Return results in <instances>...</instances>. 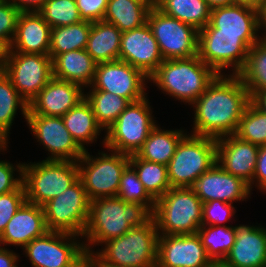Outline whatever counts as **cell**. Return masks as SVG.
Segmentation results:
<instances>
[{
    "label": "cell",
    "mask_w": 266,
    "mask_h": 267,
    "mask_svg": "<svg viewBox=\"0 0 266 267\" xmlns=\"http://www.w3.org/2000/svg\"><path fill=\"white\" fill-rule=\"evenodd\" d=\"M14 164V165H13ZM23 182V162L0 159V194L15 191Z\"/></svg>",
    "instance_id": "obj_43"
},
{
    "label": "cell",
    "mask_w": 266,
    "mask_h": 267,
    "mask_svg": "<svg viewBox=\"0 0 266 267\" xmlns=\"http://www.w3.org/2000/svg\"><path fill=\"white\" fill-rule=\"evenodd\" d=\"M91 267H115V266H91Z\"/></svg>",
    "instance_id": "obj_59"
},
{
    "label": "cell",
    "mask_w": 266,
    "mask_h": 267,
    "mask_svg": "<svg viewBox=\"0 0 266 267\" xmlns=\"http://www.w3.org/2000/svg\"><path fill=\"white\" fill-rule=\"evenodd\" d=\"M158 238L152 217L144 225L104 242L101 249L89 256L91 266L156 267Z\"/></svg>",
    "instance_id": "obj_3"
},
{
    "label": "cell",
    "mask_w": 266,
    "mask_h": 267,
    "mask_svg": "<svg viewBox=\"0 0 266 267\" xmlns=\"http://www.w3.org/2000/svg\"><path fill=\"white\" fill-rule=\"evenodd\" d=\"M206 267H229V266H227L223 261H216V262L212 261Z\"/></svg>",
    "instance_id": "obj_55"
},
{
    "label": "cell",
    "mask_w": 266,
    "mask_h": 267,
    "mask_svg": "<svg viewBox=\"0 0 266 267\" xmlns=\"http://www.w3.org/2000/svg\"><path fill=\"white\" fill-rule=\"evenodd\" d=\"M84 98L82 86L53 77L29 103L27 114L62 117Z\"/></svg>",
    "instance_id": "obj_20"
},
{
    "label": "cell",
    "mask_w": 266,
    "mask_h": 267,
    "mask_svg": "<svg viewBox=\"0 0 266 267\" xmlns=\"http://www.w3.org/2000/svg\"><path fill=\"white\" fill-rule=\"evenodd\" d=\"M38 13L51 28L82 21L76 0H46Z\"/></svg>",
    "instance_id": "obj_39"
},
{
    "label": "cell",
    "mask_w": 266,
    "mask_h": 267,
    "mask_svg": "<svg viewBox=\"0 0 266 267\" xmlns=\"http://www.w3.org/2000/svg\"><path fill=\"white\" fill-rule=\"evenodd\" d=\"M235 3H243V4H248L252 5L255 7H259L264 0H233Z\"/></svg>",
    "instance_id": "obj_53"
},
{
    "label": "cell",
    "mask_w": 266,
    "mask_h": 267,
    "mask_svg": "<svg viewBox=\"0 0 266 267\" xmlns=\"http://www.w3.org/2000/svg\"><path fill=\"white\" fill-rule=\"evenodd\" d=\"M96 66L97 62L85 49L64 52L52 60L54 78L76 83L84 89L92 85Z\"/></svg>",
    "instance_id": "obj_26"
},
{
    "label": "cell",
    "mask_w": 266,
    "mask_h": 267,
    "mask_svg": "<svg viewBox=\"0 0 266 267\" xmlns=\"http://www.w3.org/2000/svg\"><path fill=\"white\" fill-rule=\"evenodd\" d=\"M119 60L139 69L148 78L164 61L148 23L122 32Z\"/></svg>",
    "instance_id": "obj_18"
},
{
    "label": "cell",
    "mask_w": 266,
    "mask_h": 267,
    "mask_svg": "<svg viewBox=\"0 0 266 267\" xmlns=\"http://www.w3.org/2000/svg\"><path fill=\"white\" fill-rule=\"evenodd\" d=\"M20 110L27 119L29 104L20 96L10 78L0 72V144H10V130L12 123Z\"/></svg>",
    "instance_id": "obj_31"
},
{
    "label": "cell",
    "mask_w": 266,
    "mask_h": 267,
    "mask_svg": "<svg viewBox=\"0 0 266 267\" xmlns=\"http://www.w3.org/2000/svg\"><path fill=\"white\" fill-rule=\"evenodd\" d=\"M76 267H91L89 256H86Z\"/></svg>",
    "instance_id": "obj_54"
},
{
    "label": "cell",
    "mask_w": 266,
    "mask_h": 267,
    "mask_svg": "<svg viewBox=\"0 0 266 267\" xmlns=\"http://www.w3.org/2000/svg\"><path fill=\"white\" fill-rule=\"evenodd\" d=\"M117 197L124 202L140 203L145 205L152 213L155 208V200L145 190L135 170L128 165L122 172Z\"/></svg>",
    "instance_id": "obj_40"
},
{
    "label": "cell",
    "mask_w": 266,
    "mask_h": 267,
    "mask_svg": "<svg viewBox=\"0 0 266 267\" xmlns=\"http://www.w3.org/2000/svg\"><path fill=\"white\" fill-rule=\"evenodd\" d=\"M21 12L9 1L0 0V39L11 45Z\"/></svg>",
    "instance_id": "obj_44"
},
{
    "label": "cell",
    "mask_w": 266,
    "mask_h": 267,
    "mask_svg": "<svg viewBox=\"0 0 266 267\" xmlns=\"http://www.w3.org/2000/svg\"><path fill=\"white\" fill-rule=\"evenodd\" d=\"M51 27L38 12H21L10 52L49 55Z\"/></svg>",
    "instance_id": "obj_24"
},
{
    "label": "cell",
    "mask_w": 266,
    "mask_h": 267,
    "mask_svg": "<svg viewBox=\"0 0 266 267\" xmlns=\"http://www.w3.org/2000/svg\"><path fill=\"white\" fill-rule=\"evenodd\" d=\"M26 201L23 183L15 191L0 194V235L13 215Z\"/></svg>",
    "instance_id": "obj_42"
},
{
    "label": "cell",
    "mask_w": 266,
    "mask_h": 267,
    "mask_svg": "<svg viewBox=\"0 0 266 267\" xmlns=\"http://www.w3.org/2000/svg\"><path fill=\"white\" fill-rule=\"evenodd\" d=\"M65 127L72 138L85 151L90 144L97 142L102 127L97 123L90 103L84 98L62 116ZM102 132V133H101Z\"/></svg>",
    "instance_id": "obj_28"
},
{
    "label": "cell",
    "mask_w": 266,
    "mask_h": 267,
    "mask_svg": "<svg viewBox=\"0 0 266 267\" xmlns=\"http://www.w3.org/2000/svg\"><path fill=\"white\" fill-rule=\"evenodd\" d=\"M151 218L152 212L145 205L124 202L117 196L91 200L82 236L86 255L91 256L96 246L99 249L104 242L122 236L133 227L144 225Z\"/></svg>",
    "instance_id": "obj_2"
},
{
    "label": "cell",
    "mask_w": 266,
    "mask_h": 267,
    "mask_svg": "<svg viewBox=\"0 0 266 267\" xmlns=\"http://www.w3.org/2000/svg\"><path fill=\"white\" fill-rule=\"evenodd\" d=\"M216 163V139L188 132L180 140L167 165L171 188L192 187L197 178Z\"/></svg>",
    "instance_id": "obj_8"
},
{
    "label": "cell",
    "mask_w": 266,
    "mask_h": 267,
    "mask_svg": "<svg viewBox=\"0 0 266 267\" xmlns=\"http://www.w3.org/2000/svg\"><path fill=\"white\" fill-rule=\"evenodd\" d=\"M9 145L8 144H0V152L6 153Z\"/></svg>",
    "instance_id": "obj_56"
},
{
    "label": "cell",
    "mask_w": 266,
    "mask_h": 267,
    "mask_svg": "<svg viewBox=\"0 0 266 267\" xmlns=\"http://www.w3.org/2000/svg\"><path fill=\"white\" fill-rule=\"evenodd\" d=\"M223 262L229 267H266V227L236 224L234 245Z\"/></svg>",
    "instance_id": "obj_22"
},
{
    "label": "cell",
    "mask_w": 266,
    "mask_h": 267,
    "mask_svg": "<svg viewBox=\"0 0 266 267\" xmlns=\"http://www.w3.org/2000/svg\"><path fill=\"white\" fill-rule=\"evenodd\" d=\"M81 240L75 234L48 231L29 242L23 253L32 267H76L87 256Z\"/></svg>",
    "instance_id": "obj_11"
},
{
    "label": "cell",
    "mask_w": 266,
    "mask_h": 267,
    "mask_svg": "<svg viewBox=\"0 0 266 267\" xmlns=\"http://www.w3.org/2000/svg\"><path fill=\"white\" fill-rule=\"evenodd\" d=\"M234 204L226 203L220 200H213L203 203L202 225H227V222H233L232 219L236 215L237 210ZM223 223V224H222Z\"/></svg>",
    "instance_id": "obj_41"
},
{
    "label": "cell",
    "mask_w": 266,
    "mask_h": 267,
    "mask_svg": "<svg viewBox=\"0 0 266 267\" xmlns=\"http://www.w3.org/2000/svg\"><path fill=\"white\" fill-rule=\"evenodd\" d=\"M158 125L151 130L144 144L135 155L140 159L167 166L175 154L177 145L188 131L182 127L168 130Z\"/></svg>",
    "instance_id": "obj_27"
},
{
    "label": "cell",
    "mask_w": 266,
    "mask_h": 267,
    "mask_svg": "<svg viewBox=\"0 0 266 267\" xmlns=\"http://www.w3.org/2000/svg\"><path fill=\"white\" fill-rule=\"evenodd\" d=\"M250 96L266 91V39L261 38L249 50L244 68L238 73Z\"/></svg>",
    "instance_id": "obj_35"
},
{
    "label": "cell",
    "mask_w": 266,
    "mask_h": 267,
    "mask_svg": "<svg viewBox=\"0 0 266 267\" xmlns=\"http://www.w3.org/2000/svg\"><path fill=\"white\" fill-rule=\"evenodd\" d=\"M151 8L144 0H108L103 21L114 24L121 32L129 31L147 23Z\"/></svg>",
    "instance_id": "obj_30"
},
{
    "label": "cell",
    "mask_w": 266,
    "mask_h": 267,
    "mask_svg": "<svg viewBox=\"0 0 266 267\" xmlns=\"http://www.w3.org/2000/svg\"><path fill=\"white\" fill-rule=\"evenodd\" d=\"M153 112L148 96L130 103L104 132L102 146L127 155L136 154L158 124Z\"/></svg>",
    "instance_id": "obj_9"
},
{
    "label": "cell",
    "mask_w": 266,
    "mask_h": 267,
    "mask_svg": "<svg viewBox=\"0 0 266 267\" xmlns=\"http://www.w3.org/2000/svg\"><path fill=\"white\" fill-rule=\"evenodd\" d=\"M261 38V35L217 34V29L208 23L198 32L197 55L217 74L238 75L250 48Z\"/></svg>",
    "instance_id": "obj_5"
},
{
    "label": "cell",
    "mask_w": 266,
    "mask_h": 267,
    "mask_svg": "<svg viewBox=\"0 0 266 267\" xmlns=\"http://www.w3.org/2000/svg\"><path fill=\"white\" fill-rule=\"evenodd\" d=\"M82 20L97 22L103 20L108 0H76Z\"/></svg>",
    "instance_id": "obj_45"
},
{
    "label": "cell",
    "mask_w": 266,
    "mask_h": 267,
    "mask_svg": "<svg viewBox=\"0 0 266 267\" xmlns=\"http://www.w3.org/2000/svg\"><path fill=\"white\" fill-rule=\"evenodd\" d=\"M208 6L213 9L215 7L228 6L235 4L233 0H205Z\"/></svg>",
    "instance_id": "obj_52"
},
{
    "label": "cell",
    "mask_w": 266,
    "mask_h": 267,
    "mask_svg": "<svg viewBox=\"0 0 266 267\" xmlns=\"http://www.w3.org/2000/svg\"><path fill=\"white\" fill-rule=\"evenodd\" d=\"M21 260H18L17 262H15L11 267H18L19 266V264H18V262H20ZM23 267V266H22Z\"/></svg>",
    "instance_id": "obj_58"
},
{
    "label": "cell",
    "mask_w": 266,
    "mask_h": 267,
    "mask_svg": "<svg viewBox=\"0 0 266 267\" xmlns=\"http://www.w3.org/2000/svg\"><path fill=\"white\" fill-rule=\"evenodd\" d=\"M10 53V45L5 41L0 39V72L4 71L8 56Z\"/></svg>",
    "instance_id": "obj_51"
},
{
    "label": "cell",
    "mask_w": 266,
    "mask_h": 267,
    "mask_svg": "<svg viewBox=\"0 0 266 267\" xmlns=\"http://www.w3.org/2000/svg\"><path fill=\"white\" fill-rule=\"evenodd\" d=\"M191 188L203 203L213 200L231 204L246 202L253 194L246 182L227 173L218 163L201 174Z\"/></svg>",
    "instance_id": "obj_19"
},
{
    "label": "cell",
    "mask_w": 266,
    "mask_h": 267,
    "mask_svg": "<svg viewBox=\"0 0 266 267\" xmlns=\"http://www.w3.org/2000/svg\"><path fill=\"white\" fill-rule=\"evenodd\" d=\"M19 253L7 247L0 246V267H11L20 258Z\"/></svg>",
    "instance_id": "obj_48"
},
{
    "label": "cell",
    "mask_w": 266,
    "mask_h": 267,
    "mask_svg": "<svg viewBox=\"0 0 266 267\" xmlns=\"http://www.w3.org/2000/svg\"><path fill=\"white\" fill-rule=\"evenodd\" d=\"M149 78L139 69L122 60L97 63L95 77L85 90H101L127 99L139 101L147 94Z\"/></svg>",
    "instance_id": "obj_15"
},
{
    "label": "cell",
    "mask_w": 266,
    "mask_h": 267,
    "mask_svg": "<svg viewBox=\"0 0 266 267\" xmlns=\"http://www.w3.org/2000/svg\"><path fill=\"white\" fill-rule=\"evenodd\" d=\"M3 72L29 104L53 78L52 59L49 55L10 52Z\"/></svg>",
    "instance_id": "obj_14"
},
{
    "label": "cell",
    "mask_w": 266,
    "mask_h": 267,
    "mask_svg": "<svg viewBox=\"0 0 266 267\" xmlns=\"http://www.w3.org/2000/svg\"><path fill=\"white\" fill-rule=\"evenodd\" d=\"M202 210L191 187L170 188L156 200L152 217L159 235L195 234L202 226Z\"/></svg>",
    "instance_id": "obj_6"
},
{
    "label": "cell",
    "mask_w": 266,
    "mask_h": 267,
    "mask_svg": "<svg viewBox=\"0 0 266 267\" xmlns=\"http://www.w3.org/2000/svg\"><path fill=\"white\" fill-rule=\"evenodd\" d=\"M217 34L261 35L259 31L258 8L235 3L211 9L210 22Z\"/></svg>",
    "instance_id": "obj_25"
},
{
    "label": "cell",
    "mask_w": 266,
    "mask_h": 267,
    "mask_svg": "<svg viewBox=\"0 0 266 267\" xmlns=\"http://www.w3.org/2000/svg\"><path fill=\"white\" fill-rule=\"evenodd\" d=\"M85 99L90 103L96 121L104 132L130 104L123 97L101 90L85 91Z\"/></svg>",
    "instance_id": "obj_36"
},
{
    "label": "cell",
    "mask_w": 266,
    "mask_h": 267,
    "mask_svg": "<svg viewBox=\"0 0 266 267\" xmlns=\"http://www.w3.org/2000/svg\"><path fill=\"white\" fill-rule=\"evenodd\" d=\"M20 12H38L46 0H7Z\"/></svg>",
    "instance_id": "obj_47"
},
{
    "label": "cell",
    "mask_w": 266,
    "mask_h": 267,
    "mask_svg": "<svg viewBox=\"0 0 266 267\" xmlns=\"http://www.w3.org/2000/svg\"><path fill=\"white\" fill-rule=\"evenodd\" d=\"M251 103L266 115V91L253 94Z\"/></svg>",
    "instance_id": "obj_49"
},
{
    "label": "cell",
    "mask_w": 266,
    "mask_h": 267,
    "mask_svg": "<svg viewBox=\"0 0 266 267\" xmlns=\"http://www.w3.org/2000/svg\"><path fill=\"white\" fill-rule=\"evenodd\" d=\"M212 261L198 235H159L156 267H206Z\"/></svg>",
    "instance_id": "obj_17"
},
{
    "label": "cell",
    "mask_w": 266,
    "mask_h": 267,
    "mask_svg": "<svg viewBox=\"0 0 266 267\" xmlns=\"http://www.w3.org/2000/svg\"><path fill=\"white\" fill-rule=\"evenodd\" d=\"M258 19H259V31L260 34H262L261 37L266 39V0H264L262 4L258 7Z\"/></svg>",
    "instance_id": "obj_50"
},
{
    "label": "cell",
    "mask_w": 266,
    "mask_h": 267,
    "mask_svg": "<svg viewBox=\"0 0 266 267\" xmlns=\"http://www.w3.org/2000/svg\"><path fill=\"white\" fill-rule=\"evenodd\" d=\"M155 6L198 31L210 22L211 8L205 0H157Z\"/></svg>",
    "instance_id": "obj_32"
},
{
    "label": "cell",
    "mask_w": 266,
    "mask_h": 267,
    "mask_svg": "<svg viewBox=\"0 0 266 267\" xmlns=\"http://www.w3.org/2000/svg\"><path fill=\"white\" fill-rule=\"evenodd\" d=\"M79 179L76 161L41 160L23 163V185L28 203L39 206L59 196Z\"/></svg>",
    "instance_id": "obj_7"
},
{
    "label": "cell",
    "mask_w": 266,
    "mask_h": 267,
    "mask_svg": "<svg viewBox=\"0 0 266 267\" xmlns=\"http://www.w3.org/2000/svg\"><path fill=\"white\" fill-rule=\"evenodd\" d=\"M26 124L48 154L43 160L78 161L84 150L72 138L62 117L27 114Z\"/></svg>",
    "instance_id": "obj_16"
},
{
    "label": "cell",
    "mask_w": 266,
    "mask_h": 267,
    "mask_svg": "<svg viewBox=\"0 0 266 267\" xmlns=\"http://www.w3.org/2000/svg\"><path fill=\"white\" fill-rule=\"evenodd\" d=\"M211 261H223L235 242L236 225H202L197 231Z\"/></svg>",
    "instance_id": "obj_37"
},
{
    "label": "cell",
    "mask_w": 266,
    "mask_h": 267,
    "mask_svg": "<svg viewBox=\"0 0 266 267\" xmlns=\"http://www.w3.org/2000/svg\"><path fill=\"white\" fill-rule=\"evenodd\" d=\"M129 165L135 170L145 190L155 201L171 188L166 165L140 159L135 154L130 155Z\"/></svg>",
    "instance_id": "obj_34"
},
{
    "label": "cell",
    "mask_w": 266,
    "mask_h": 267,
    "mask_svg": "<svg viewBox=\"0 0 266 267\" xmlns=\"http://www.w3.org/2000/svg\"><path fill=\"white\" fill-rule=\"evenodd\" d=\"M254 187L257 188L259 192L266 194V145L259 146L253 180L249 185L251 193Z\"/></svg>",
    "instance_id": "obj_46"
},
{
    "label": "cell",
    "mask_w": 266,
    "mask_h": 267,
    "mask_svg": "<svg viewBox=\"0 0 266 267\" xmlns=\"http://www.w3.org/2000/svg\"><path fill=\"white\" fill-rule=\"evenodd\" d=\"M235 135L254 145H266V115L250 103L240 119Z\"/></svg>",
    "instance_id": "obj_38"
},
{
    "label": "cell",
    "mask_w": 266,
    "mask_h": 267,
    "mask_svg": "<svg viewBox=\"0 0 266 267\" xmlns=\"http://www.w3.org/2000/svg\"><path fill=\"white\" fill-rule=\"evenodd\" d=\"M147 23L164 60L197 55L199 31L192 25L168 16L155 5L148 13Z\"/></svg>",
    "instance_id": "obj_13"
},
{
    "label": "cell",
    "mask_w": 266,
    "mask_h": 267,
    "mask_svg": "<svg viewBox=\"0 0 266 267\" xmlns=\"http://www.w3.org/2000/svg\"><path fill=\"white\" fill-rule=\"evenodd\" d=\"M42 206L27 201L18 209L0 235V246L23 249L29 242L48 232Z\"/></svg>",
    "instance_id": "obj_23"
},
{
    "label": "cell",
    "mask_w": 266,
    "mask_h": 267,
    "mask_svg": "<svg viewBox=\"0 0 266 267\" xmlns=\"http://www.w3.org/2000/svg\"><path fill=\"white\" fill-rule=\"evenodd\" d=\"M250 103L249 90L238 75L218 74L191 105L194 121L190 134L215 139L235 134Z\"/></svg>",
    "instance_id": "obj_1"
},
{
    "label": "cell",
    "mask_w": 266,
    "mask_h": 267,
    "mask_svg": "<svg viewBox=\"0 0 266 267\" xmlns=\"http://www.w3.org/2000/svg\"><path fill=\"white\" fill-rule=\"evenodd\" d=\"M106 150H99L98 154L93 156L87 149L77 161L79 179L90 200L116 197L122 172L130 162V155L108 148Z\"/></svg>",
    "instance_id": "obj_10"
},
{
    "label": "cell",
    "mask_w": 266,
    "mask_h": 267,
    "mask_svg": "<svg viewBox=\"0 0 266 267\" xmlns=\"http://www.w3.org/2000/svg\"><path fill=\"white\" fill-rule=\"evenodd\" d=\"M92 22L82 20L76 24L51 28L49 56L53 60L57 55L85 49Z\"/></svg>",
    "instance_id": "obj_33"
},
{
    "label": "cell",
    "mask_w": 266,
    "mask_h": 267,
    "mask_svg": "<svg viewBox=\"0 0 266 267\" xmlns=\"http://www.w3.org/2000/svg\"><path fill=\"white\" fill-rule=\"evenodd\" d=\"M218 74L198 55L190 58L164 60L149 77L164 95L192 105Z\"/></svg>",
    "instance_id": "obj_4"
},
{
    "label": "cell",
    "mask_w": 266,
    "mask_h": 267,
    "mask_svg": "<svg viewBox=\"0 0 266 267\" xmlns=\"http://www.w3.org/2000/svg\"><path fill=\"white\" fill-rule=\"evenodd\" d=\"M146 2H149L152 6L156 5L157 0H144Z\"/></svg>",
    "instance_id": "obj_57"
},
{
    "label": "cell",
    "mask_w": 266,
    "mask_h": 267,
    "mask_svg": "<svg viewBox=\"0 0 266 267\" xmlns=\"http://www.w3.org/2000/svg\"><path fill=\"white\" fill-rule=\"evenodd\" d=\"M121 35L114 24L103 20L92 22L85 50L97 63L118 60Z\"/></svg>",
    "instance_id": "obj_29"
},
{
    "label": "cell",
    "mask_w": 266,
    "mask_h": 267,
    "mask_svg": "<svg viewBox=\"0 0 266 267\" xmlns=\"http://www.w3.org/2000/svg\"><path fill=\"white\" fill-rule=\"evenodd\" d=\"M217 163L231 175L248 185L253 180L259 146L240 139L235 134L216 139Z\"/></svg>",
    "instance_id": "obj_21"
},
{
    "label": "cell",
    "mask_w": 266,
    "mask_h": 267,
    "mask_svg": "<svg viewBox=\"0 0 266 267\" xmlns=\"http://www.w3.org/2000/svg\"><path fill=\"white\" fill-rule=\"evenodd\" d=\"M90 199L78 179L59 196L42 205L49 231H58L83 236L87 224Z\"/></svg>",
    "instance_id": "obj_12"
}]
</instances>
